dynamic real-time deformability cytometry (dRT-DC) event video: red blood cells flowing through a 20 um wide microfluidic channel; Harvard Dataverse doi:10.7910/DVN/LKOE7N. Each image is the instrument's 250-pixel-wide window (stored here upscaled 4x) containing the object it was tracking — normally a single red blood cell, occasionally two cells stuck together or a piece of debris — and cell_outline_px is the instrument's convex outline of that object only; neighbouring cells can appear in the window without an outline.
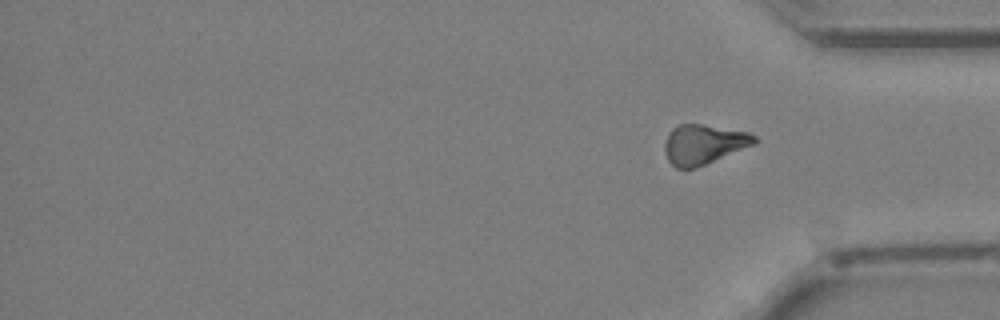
{"species": "Egyptian fruit bat (a non-hibernating species)", "species_latin": "Rousettus aegyptiacus", "temperature_condition": "cold", "stored_images_in_passage": 41, "segment_of_instrument_passage": [2, 2], "camera_frame_rate_fps": 3000, "um_per_image_px": 0.085, "animal": {"sex": "female"}, "frame": {"image": 1, "passage_image": 41, "time_ms": 13.333, "image_size_px": [1000, 320], "cell_outline_px": [[760, 140], [756, 144], [696, 168], [676, 168], [668, 160], [664, 152], [664, 144], [672, 128], [680, 124], [704, 124], [748, 132], [756, 136]], "centroid_in_image_um": [59.84, 12.26], "position_along_channel_um": 375.4, "area_um2": 20.92}}